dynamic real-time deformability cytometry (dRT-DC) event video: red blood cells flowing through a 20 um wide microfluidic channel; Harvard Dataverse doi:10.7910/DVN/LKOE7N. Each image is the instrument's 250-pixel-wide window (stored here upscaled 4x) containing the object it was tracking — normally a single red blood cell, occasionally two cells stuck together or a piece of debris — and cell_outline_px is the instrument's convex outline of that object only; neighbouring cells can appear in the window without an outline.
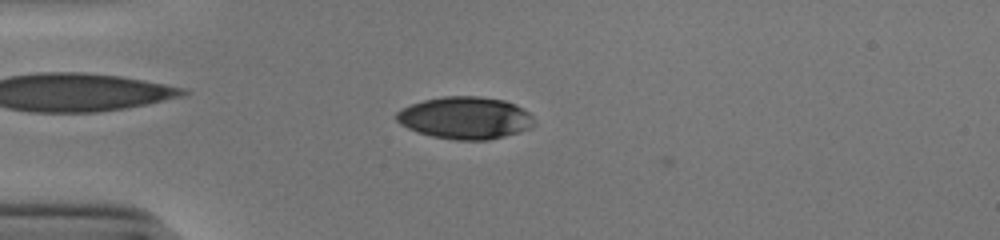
{"species": "human", "species_latin": "Homo sapiens", "temperature_condition": "cold", "stored_images_in_passage": 49, "camera_frame_rate_fps": 3000, "um_per_image_px": 0.085, "donor": {"sex": "male"}, "frame": {"image": 1, "passage_image": 11, "time_ms": 3.333, "image_size_px": [1000, 240], "cell_outline_px": [[536, 124], [528, 128], [504, 136], [488, 140], [456, 140], [432, 136], [416, 132], [400, 124], [396, 120], [396, 112], [400, 108], [424, 100], [444, 96], [480, 96], [504, 100], [516, 104], [528, 112], [532, 116]], "centroid_in_image_um": [39.52, 10.01], "position_along_channel_um": 45.5, "area_um2": 33.93}}
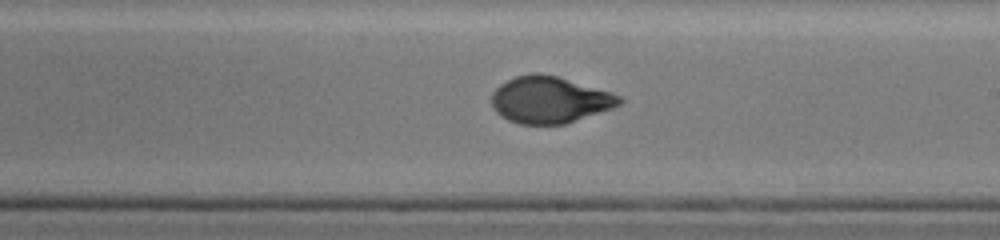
{"frame": {"image": 2, "passage_image": 28, "time_ms": 9.0, "image_size_px": [1000, 240], "cell_outline_px": [[624, 100], [620, 104], [612, 108], [564, 124], [520, 124], [508, 120], [500, 116], [492, 108], [492, 92], [500, 84], [516, 76], [532, 72], [540, 72], [556, 76], [612, 92], [620, 96]], "centroid_in_image_um": [46.7, 8.47], "position_along_channel_um": 242.3, "area_um2": 34.74}}
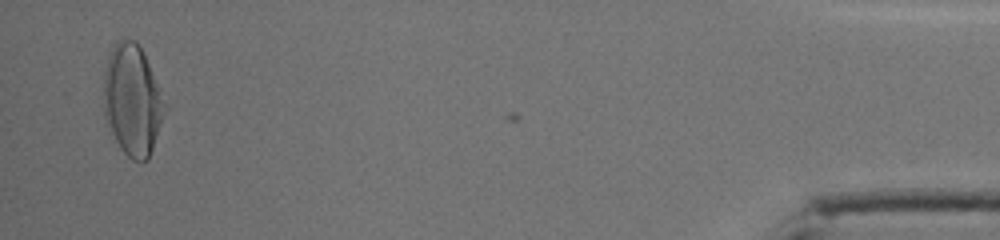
{"frame": {"image": 3, "passage_image": 48, "time_ms": 15.667, "image_size_px": [1000, 240], "cell_outline_px": [[168, 108], [148, 160], [132, 160], [120, 148], [104, 116], [104, 68], [108, 56], [116, 40], [136, 40], [168, 104]], "centroid_in_image_um": [11.27, 8.52], "position_along_channel_um": 423.9, "area_um2": 39.48}, "authors_computed_cell_mechanics": {"area_um2": 34.68, "velocity_mm_per_s": 3.9073, "shape_relaxation_time_tau1_ms": 7.4866, "shape_relaxation_time_tau2_ms": 0.6806, "deformation_change_tau1": 0.2475, "deformation_change_tau2": 0.0464}}